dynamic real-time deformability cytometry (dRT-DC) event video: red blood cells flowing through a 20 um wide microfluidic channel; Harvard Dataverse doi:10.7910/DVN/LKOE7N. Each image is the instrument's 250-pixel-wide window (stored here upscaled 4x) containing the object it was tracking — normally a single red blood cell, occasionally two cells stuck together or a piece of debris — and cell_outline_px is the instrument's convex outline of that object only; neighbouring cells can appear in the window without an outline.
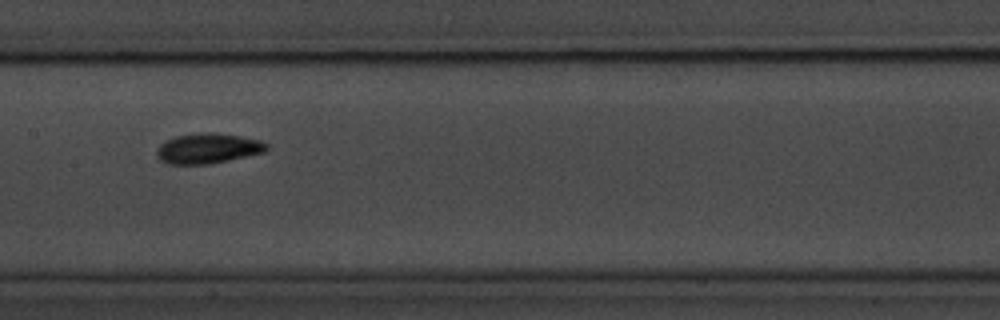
{"species": "common noctule bat (a hibernating species)", "species_latin": "Nyctalus noctula", "temperature_condition": "room temperature", "stored_images_in_passage": 13, "camera_frame_rate_fps": 3000, "um_per_image_px": 0.085, "animal": {"sex": "male", "body_mass_g": 20.1, "forearm_length_mm": 53.5}, "frame": {"image": 1, "passage_image": 6, "time_ms": 6.667, "image_size_px": [1000, 320], "cell_outline_px": [[268, 148], [264, 152], [228, 160], [208, 164], [168, 164], [160, 160], [156, 156], [156, 148], [164, 140], [176, 136], [200, 132], [208, 132], [240, 136], [260, 140], [268, 144]], "centroid_in_image_um": [17.62, 12.61], "position_along_channel_um": 189.8, "area_um2": 19.36}, "authors_computed_cell_mechanics": {"area_um2": 18.2648, "velocity_mm_per_s": 3.6451, "shape_relaxation_time_tau1_ms": 3.8418, "shape_relaxation_time_tau2_ms": 4.0874, "deformation_change_tau1": 0.0966, "deformation_change_tau2": 0.0695}}